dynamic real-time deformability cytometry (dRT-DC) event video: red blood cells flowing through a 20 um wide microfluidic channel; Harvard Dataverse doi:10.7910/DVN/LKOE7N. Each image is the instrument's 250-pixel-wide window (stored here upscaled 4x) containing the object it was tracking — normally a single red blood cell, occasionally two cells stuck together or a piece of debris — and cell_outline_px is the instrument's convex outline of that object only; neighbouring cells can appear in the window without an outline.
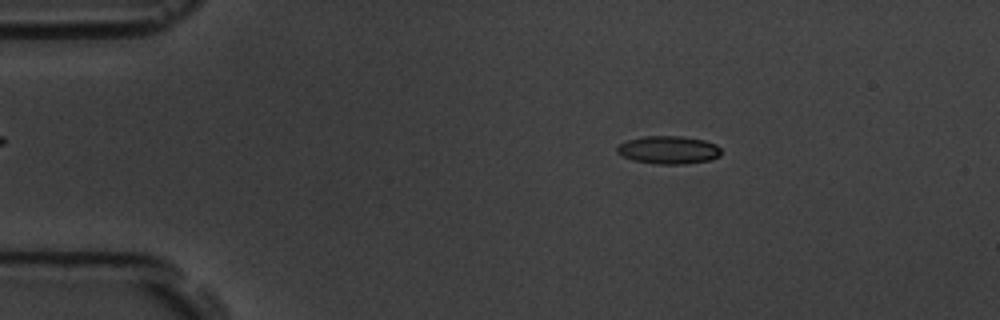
{"species": "common noctule bat (a hibernating species)", "species_latin": "Nyctalus noctula", "temperature_condition": "room temperature", "stored_images_in_passage": 5, "camera_frame_rate_fps": 3000, "um_per_image_px": 0.085, "animal": {"sex": "male", "body_mass_g": 19.5, "forearm_length_mm": 54.6}, "frame": {"image": 1, "passage_image": 3, "time_ms": 2.333, "image_size_px": [1000, 320], "cell_outline_px": [[720, 156], [708, 160], [684, 164], [656, 164], [632, 160], [616, 152], [616, 148], [620, 144], [628, 140], [644, 136], [680, 136], [704, 140], [716, 144], [720, 148]], "centroid_in_image_um": [56.82, 12.74], "position_along_channel_um": 28.2, "area_um2": 16.88}}